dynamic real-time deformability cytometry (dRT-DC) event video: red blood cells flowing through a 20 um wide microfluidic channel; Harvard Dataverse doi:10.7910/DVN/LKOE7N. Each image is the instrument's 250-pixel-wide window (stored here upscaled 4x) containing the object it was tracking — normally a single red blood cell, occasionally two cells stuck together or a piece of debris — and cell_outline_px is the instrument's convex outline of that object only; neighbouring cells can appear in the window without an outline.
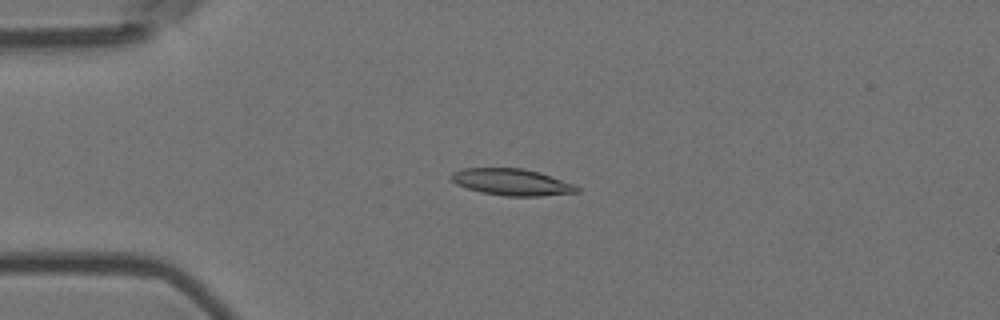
{"species": "Egyptian fruit bat (a non-hibernating species)", "species_latin": "Rousettus aegyptiacus", "temperature_condition": "room temperature", "stored_images_in_passage": 5, "camera_frame_rate_fps": 3000, "um_per_image_px": 0.085, "animal": {"sex": "female"}, "frame": {"image": 1, "passage_image": 4, "time_ms": 1.0, "image_size_px": [1000, 320], "cell_outline_px": [[580, 192], [540, 196], [504, 196], [480, 192], [456, 184], [448, 176], [452, 172], [464, 168], [524, 168], [540, 172], [576, 184], [580, 188]], "centroid_in_image_um": [43.53, 15.47], "position_along_channel_um": 41.5, "area_um2": 19.77}}